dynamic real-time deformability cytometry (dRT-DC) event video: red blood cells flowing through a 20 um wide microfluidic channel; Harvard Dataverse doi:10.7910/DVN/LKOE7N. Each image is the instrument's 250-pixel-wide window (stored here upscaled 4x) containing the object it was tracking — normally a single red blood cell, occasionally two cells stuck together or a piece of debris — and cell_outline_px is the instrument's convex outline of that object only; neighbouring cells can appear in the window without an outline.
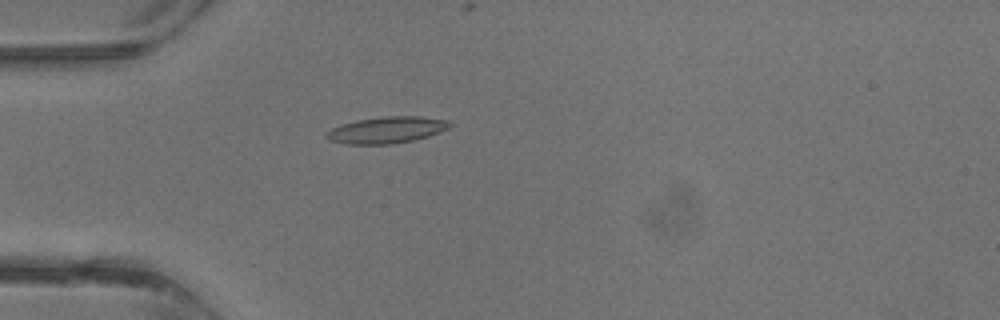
{"species": "common noctule bat (a hibernating species)", "species_latin": "Nyctalus noctula", "temperature_condition": "warm", "stored_images_in_passage": 19, "camera_frame_rate_fps": 3000, "um_per_image_px": 0.085, "animal": {"sex": "male", "body_mass_g": 13.3}, "frame": {"image": 1, "passage_image": 5, "time_ms": 1.333, "image_size_px": [1000, 320], "cell_outline_px": [[452, 124], [448, 128], [440, 132], [428, 136], [412, 140], [392, 144], [348, 144], [328, 140], [324, 136], [324, 132], [332, 128], [356, 120], [384, 116], [420, 116], [452, 120]], "centroid_in_image_um": [32.88, 11.04], "position_along_channel_um": 52.1, "area_um2": 19.19}}
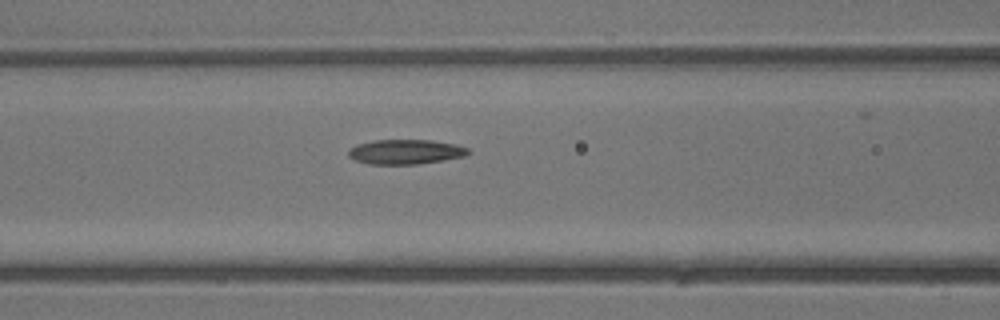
{"frame": {"image": 2, "passage_image": 10, "time_ms": 3.0, "image_size_px": [1000, 320], "cell_outline_px": [[472, 152], [464, 156], [444, 160], [416, 164], [368, 164], [356, 160], [348, 156], [348, 148], [356, 144], [372, 140], [432, 140], [456, 144], [468, 148]], "centroid_in_image_um": [34.46, 12.9], "position_along_channel_um": 132.1, "area_um2": 17.4}}
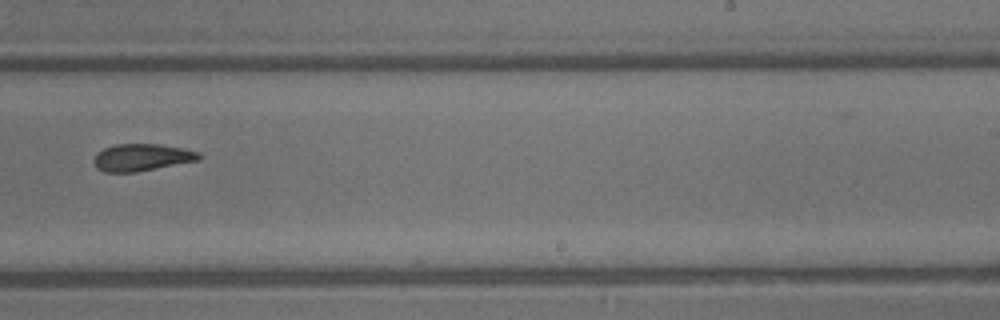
{"frame": {"image": 3, "passage_image": 18, "time_ms": 5.667, "image_size_px": [1000, 320], "cell_outline_px": [[200, 160], [136, 172], [104, 172], [96, 168], [92, 160], [96, 152], [104, 148], [116, 144], [160, 144], [184, 148], [200, 152]], "centroid_in_image_um": [12.03, 13.38], "position_along_channel_um": 277.0, "area_um2": 16.82}}